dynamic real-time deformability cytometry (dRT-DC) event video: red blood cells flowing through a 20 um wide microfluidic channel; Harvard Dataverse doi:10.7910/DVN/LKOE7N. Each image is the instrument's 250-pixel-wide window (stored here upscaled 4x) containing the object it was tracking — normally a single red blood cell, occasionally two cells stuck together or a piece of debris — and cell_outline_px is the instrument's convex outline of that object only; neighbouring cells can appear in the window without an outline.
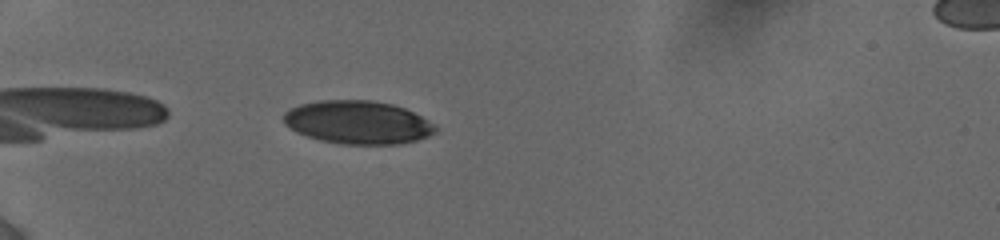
{"species": "human", "species_latin": "Homo sapiens", "temperature_condition": "cold", "stored_images_in_passage": 11, "camera_frame_rate_fps": 3000, "um_per_image_px": 0.085, "donor": {"sex": "female"}, "frame": {"image": 1, "passage_image": 4, "time_ms": 1.0, "image_size_px": [1000, 240], "cell_outline_px": [[436, 132], [428, 136], [416, 140], [396, 144], [340, 144], [320, 140], [296, 132], [288, 128], [284, 124], [284, 112], [288, 108], [300, 104], [320, 100], [372, 100], [392, 104], [404, 108], [436, 124]], "centroid_in_image_um": [30.38, 10.39], "position_along_channel_um": 54.6, "area_um2": 38.32}}
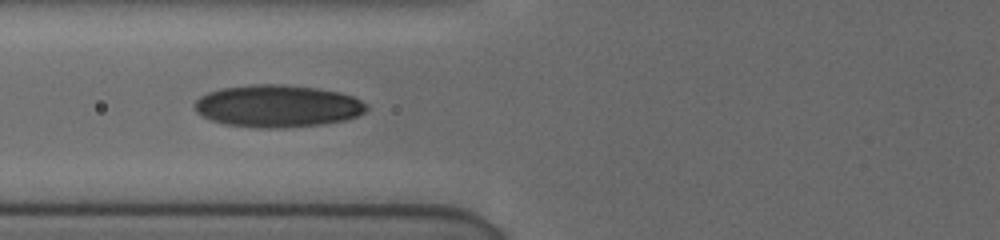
{"frame": {"image": 2, "passage_image": 10, "time_ms": 3.0, "image_size_px": [1000, 240], "cell_outline_px": [[368, 108], [364, 112], [348, 120], [324, 124], [280, 128], [252, 128], [224, 124], [200, 116], [196, 112], [196, 100], [200, 96], [208, 92], [220, 88], [252, 84], [284, 84], [316, 88], [340, 92], [352, 96], [368, 104]], "centroid_in_image_um": [23.59, 9.02], "position_along_channel_um": 102.2, "area_um2": 42.71}}